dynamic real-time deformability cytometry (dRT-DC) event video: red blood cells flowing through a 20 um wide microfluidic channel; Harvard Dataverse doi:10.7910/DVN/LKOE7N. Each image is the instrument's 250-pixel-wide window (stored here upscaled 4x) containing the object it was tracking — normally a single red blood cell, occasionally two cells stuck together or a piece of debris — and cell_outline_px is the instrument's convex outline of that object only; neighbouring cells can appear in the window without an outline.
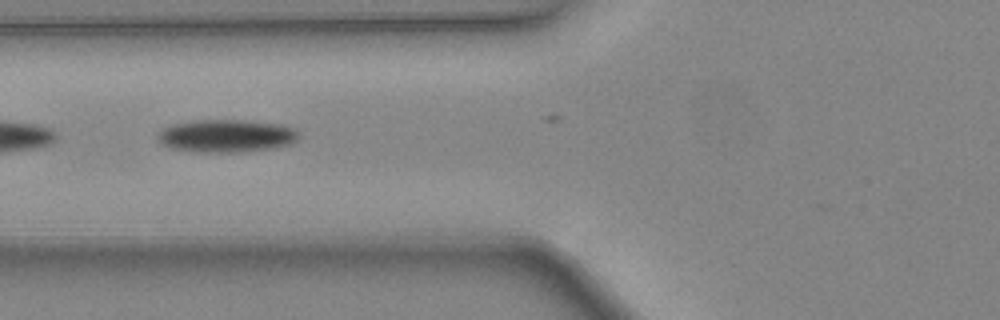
{"species": "common noctule bat (a hibernating species)", "species_latin": "Nyctalus noctula", "temperature_condition": "warm", "stored_images_in_passage": 15, "camera_frame_rate_fps": 3000, "um_per_image_px": 0.085, "animal": {"sex": "female", "body_mass_g": 24.6, "forearm_length_mm": 56.2}, "frame": {"image": 1, "passage_image": 12, "time_ms": 3.667, "image_size_px": [1000, 320], "cell_outline_px": [[300, 136], [292, 144], [276, 148], [244, 152], [192, 152], [172, 148], [160, 144], [156, 136], [164, 128], [172, 124], [196, 120], [240, 120], [284, 124], [296, 128], [300, 132]], "centroid_in_image_um": [19.3, 11.56], "position_along_channel_um": 106.5, "area_um2": 27.46}}